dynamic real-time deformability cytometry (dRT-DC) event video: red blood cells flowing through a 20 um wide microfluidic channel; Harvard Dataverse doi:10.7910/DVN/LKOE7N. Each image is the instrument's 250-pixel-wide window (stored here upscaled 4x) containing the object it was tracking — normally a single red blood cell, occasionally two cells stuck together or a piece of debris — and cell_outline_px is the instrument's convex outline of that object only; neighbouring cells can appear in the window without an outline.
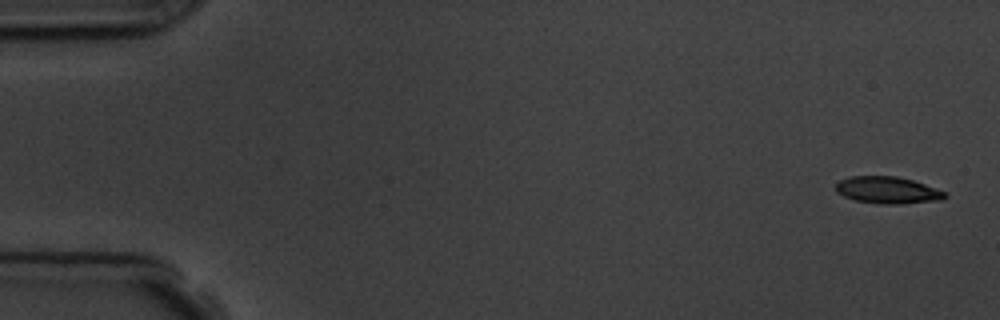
{"species": "common noctule bat (a hibernating species)", "species_latin": "Nyctalus noctula", "temperature_condition": "room temperature", "stored_images_in_passage": 5, "camera_frame_rate_fps": 3000, "um_per_image_px": 0.085, "animal": {"sex": "male", "body_mass_g": 19.5, "forearm_length_mm": 54.6}, "frame": {"image": 1, "passage_image": 1, "time_ms": 0.0, "image_size_px": [1000, 320], "cell_outline_px": [[948, 196], [944, 200], [900, 204], [880, 204], [856, 200], [844, 196], [836, 192], [836, 184], [840, 180], [852, 176], [896, 176], [912, 180], [948, 192]], "centroid_in_image_um": [75.5, 16.17], "position_along_channel_um": 9.5, "area_um2": 17.22}}
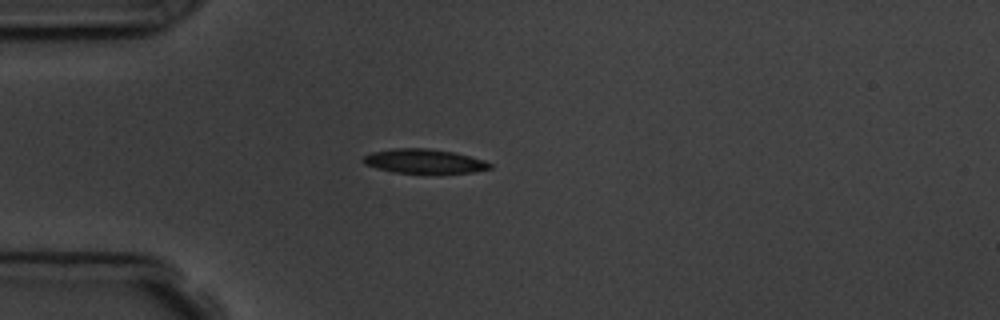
{"frame": {"image": 2, "passage_image": 5, "time_ms": 4.333, "image_size_px": [1000, 320], "cell_outline_px": [[492, 168], [472, 172], [440, 176], [392, 172], [376, 168], [364, 164], [360, 160], [364, 156], [372, 152], [392, 148], [428, 148], [452, 152], [484, 160], [492, 164]], "centroid_in_image_um": [36.05, 13.75], "position_along_channel_um": 49.0, "area_um2": 18.79}}